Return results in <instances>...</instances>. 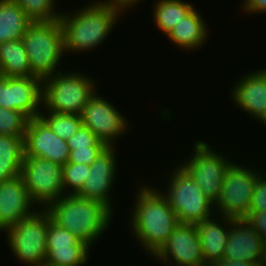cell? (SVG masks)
Segmentation results:
<instances>
[{
    "mask_svg": "<svg viewBox=\"0 0 266 266\" xmlns=\"http://www.w3.org/2000/svg\"><path fill=\"white\" fill-rule=\"evenodd\" d=\"M171 266H205L202 245L195 224L179 223L169 239L153 255ZM170 259H173L171 261ZM170 260V261H169Z\"/></svg>",
    "mask_w": 266,
    "mask_h": 266,
    "instance_id": "obj_12",
    "label": "cell"
},
{
    "mask_svg": "<svg viewBox=\"0 0 266 266\" xmlns=\"http://www.w3.org/2000/svg\"><path fill=\"white\" fill-rule=\"evenodd\" d=\"M191 160L181 164L194 178L207 198L215 204L219 199L227 169L234 163L214 152L206 142L196 141Z\"/></svg>",
    "mask_w": 266,
    "mask_h": 266,
    "instance_id": "obj_10",
    "label": "cell"
},
{
    "mask_svg": "<svg viewBox=\"0 0 266 266\" xmlns=\"http://www.w3.org/2000/svg\"><path fill=\"white\" fill-rule=\"evenodd\" d=\"M89 248L67 229L54 223L48 213L47 255L44 266H82L87 262Z\"/></svg>",
    "mask_w": 266,
    "mask_h": 266,
    "instance_id": "obj_14",
    "label": "cell"
},
{
    "mask_svg": "<svg viewBox=\"0 0 266 266\" xmlns=\"http://www.w3.org/2000/svg\"><path fill=\"white\" fill-rule=\"evenodd\" d=\"M21 176L31 200L43 209L65 195L62 166L53 161L24 156Z\"/></svg>",
    "mask_w": 266,
    "mask_h": 266,
    "instance_id": "obj_8",
    "label": "cell"
},
{
    "mask_svg": "<svg viewBox=\"0 0 266 266\" xmlns=\"http://www.w3.org/2000/svg\"><path fill=\"white\" fill-rule=\"evenodd\" d=\"M49 113V114H48ZM40 113V117L49 125L52 131L61 139L67 141L79 130L83 125L80 115L56 113L48 111Z\"/></svg>",
    "mask_w": 266,
    "mask_h": 266,
    "instance_id": "obj_26",
    "label": "cell"
},
{
    "mask_svg": "<svg viewBox=\"0 0 266 266\" xmlns=\"http://www.w3.org/2000/svg\"><path fill=\"white\" fill-rule=\"evenodd\" d=\"M244 9L247 13H257L261 12V14L266 12V0H243Z\"/></svg>",
    "mask_w": 266,
    "mask_h": 266,
    "instance_id": "obj_34",
    "label": "cell"
},
{
    "mask_svg": "<svg viewBox=\"0 0 266 266\" xmlns=\"http://www.w3.org/2000/svg\"><path fill=\"white\" fill-rule=\"evenodd\" d=\"M156 2L153 5L155 24L166 35L194 8L192 4L183 0H158Z\"/></svg>",
    "mask_w": 266,
    "mask_h": 266,
    "instance_id": "obj_25",
    "label": "cell"
},
{
    "mask_svg": "<svg viewBox=\"0 0 266 266\" xmlns=\"http://www.w3.org/2000/svg\"><path fill=\"white\" fill-rule=\"evenodd\" d=\"M104 148H76L70 150L68 163L91 165Z\"/></svg>",
    "mask_w": 266,
    "mask_h": 266,
    "instance_id": "obj_32",
    "label": "cell"
},
{
    "mask_svg": "<svg viewBox=\"0 0 266 266\" xmlns=\"http://www.w3.org/2000/svg\"><path fill=\"white\" fill-rule=\"evenodd\" d=\"M32 22H51L60 18L55 12V0H14Z\"/></svg>",
    "mask_w": 266,
    "mask_h": 266,
    "instance_id": "obj_27",
    "label": "cell"
},
{
    "mask_svg": "<svg viewBox=\"0 0 266 266\" xmlns=\"http://www.w3.org/2000/svg\"><path fill=\"white\" fill-rule=\"evenodd\" d=\"M31 23L14 0H0V43L21 39Z\"/></svg>",
    "mask_w": 266,
    "mask_h": 266,
    "instance_id": "obj_22",
    "label": "cell"
},
{
    "mask_svg": "<svg viewBox=\"0 0 266 266\" xmlns=\"http://www.w3.org/2000/svg\"><path fill=\"white\" fill-rule=\"evenodd\" d=\"M28 121L20 111L0 107V135L25 137Z\"/></svg>",
    "mask_w": 266,
    "mask_h": 266,
    "instance_id": "obj_28",
    "label": "cell"
},
{
    "mask_svg": "<svg viewBox=\"0 0 266 266\" xmlns=\"http://www.w3.org/2000/svg\"><path fill=\"white\" fill-rule=\"evenodd\" d=\"M0 76H34L21 39L0 43Z\"/></svg>",
    "mask_w": 266,
    "mask_h": 266,
    "instance_id": "obj_23",
    "label": "cell"
},
{
    "mask_svg": "<svg viewBox=\"0 0 266 266\" xmlns=\"http://www.w3.org/2000/svg\"><path fill=\"white\" fill-rule=\"evenodd\" d=\"M266 211V178L263 173L257 175L255 188L251 198L252 212H265Z\"/></svg>",
    "mask_w": 266,
    "mask_h": 266,
    "instance_id": "obj_31",
    "label": "cell"
},
{
    "mask_svg": "<svg viewBox=\"0 0 266 266\" xmlns=\"http://www.w3.org/2000/svg\"><path fill=\"white\" fill-rule=\"evenodd\" d=\"M196 9H192L182 20L167 34L169 40L180 48H200L207 40L208 30L203 18Z\"/></svg>",
    "mask_w": 266,
    "mask_h": 266,
    "instance_id": "obj_21",
    "label": "cell"
},
{
    "mask_svg": "<svg viewBox=\"0 0 266 266\" xmlns=\"http://www.w3.org/2000/svg\"><path fill=\"white\" fill-rule=\"evenodd\" d=\"M34 76L42 80L56 74L64 48V32L60 20L32 22L21 38Z\"/></svg>",
    "mask_w": 266,
    "mask_h": 266,
    "instance_id": "obj_4",
    "label": "cell"
},
{
    "mask_svg": "<svg viewBox=\"0 0 266 266\" xmlns=\"http://www.w3.org/2000/svg\"><path fill=\"white\" fill-rule=\"evenodd\" d=\"M115 1L116 3L122 5L126 8H129L132 7L133 5H135L134 3H136L137 5V2H139V0H113ZM130 6V7H129Z\"/></svg>",
    "mask_w": 266,
    "mask_h": 266,
    "instance_id": "obj_36",
    "label": "cell"
},
{
    "mask_svg": "<svg viewBox=\"0 0 266 266\" xmlns=\"http://www.w3.org/2000/svg\"><path fill=\"white\" fill-rule=\"evenodd\" d=\"M90 165L66 163L62 166L64 191L72 189L70 194H76L89 176Z\"/></svg>",
    "mask_w": 266,
    "mask_h": 266,
    "instance_id": "obj_29",
    "label": "cell"
},
{
    "mask_svg": "<svg viewBox=\"0 0 266 266\" xmlns=\"http://www.w3.org/2000/svg\"><path fill=\"white\" fill-rule=\"evenodd\" d=\"M69 192L67 190L64 196L51 203L46 210L54 223L91 247L94 240L102 236L109 226L113 211L99 201Z\"/></svg>",
    "mask_w": 266,
    "mask_h": 266,
    "instance_id": "obj_3",
    "label": "cell"
},
{
    "mask_svg": "<svg viewBox=\"0 0 266 266\" xmlns=\"http://www.w3.org/2000/svg\"><path fill=\"white\" fill-rule=\"evenodd\" d=\"M24 138L0 135V182L21 174L25 155Z\"/></svg>",
    "mask_w": 266,
    "mask_h": 266,
    "instance_id": "obj_24",
    "label": "cell"
},
{
    "mask_svg": "<svg viewBox=\"0 0 266 266\" xmlns=\"http://www.w3.org/2000/svg\"><path fill=\"white\" fill-rule=\"evenodd\" d=\"M232 164L226 171L219 199L213 206L217 213L233 220L245 219L250 213L251 198L258 172Z\"/></svg>",
    "mask_w": 266,
    "mask_h": 266,
    "instance_id": "obj_9",
    "label": "cell"
},
{
    "mask_svg": "<svg viewBox=\"0 0 266 266\" xmlns=\"http://www.w3.org/2000/svg\"><path fill=\"white\" fill-rule=\"evenodd\" d=\"M70 150L76 148H105L106 145L100 141L97 136L87 127L83 125L79 130L67 140Z\"/></svg>",
    "mask_w": 266,
    "mask_h": 266,
    "instance_id": "obj_30",
    "label": "cell"
},
{
    "mask_svg": "<svg viewBox=\"0 0 266 266\" xmlns=\"http://www.w3.org/2000/svg\"><path fill=\"white\" fill-rule=\"evenodd\" d=\"M41 105V78L0 76V107L20 111L31 119L40 116Z\"/></svg>",
    "mask_w": 266,
    "mask_h": 266,
    "instance_id": "obj_11",
    "label": "cell"
},
{
    "mask_svg": "<svg viewBox=\"0 0 266 266\" xmlns=\"http://www.w3.org/2000/svg\"><path fill=\"white\" fill-rule=\"evenodd\" d=\"M245 220L266 243V211L249 213Z\"/></svg>",
    "mask_w": 266,
    "mask_h": 266,
    "instance_id": "obj_33",
    "label": "cell"
},
{
    "mask_svg": "<svg viewBox=\"0 0 266 266\" xmlns=\"http://www.w3.org/2000/svg\"><path fill=\"white\" fill-rule=\"evenodd\" d=\"M25 155L44 158L64 166L69 158L67 141L59 138L39 116L28 121L24 138Z\"/></svg>",
    "mask_w": 266,
    "mask_h": 266,
    "instance_id": "obj_15",
    "label": "cell"
},
{
    "mask_svg": "<svg viewBox=\"0 0 266 266\" xmlns=\"http://www.w3.org/2000/svg\"><path fill=\"white\" fill-rule=\"evenodd\" d=\"M224 258L266 266V243L245 219L230 222Z\"/></svg>",
    "mask_w": 266,
    "mask_h": 266,
    "instance_id": "obj_17",
    "label": "cell"
},
{
    "mask_svg": "<svg viewBox=\"0 0 266 266\" xmlns=\"http://www.w3.org/2000/svg\"><path fill=\"white\" fill-rule=\"evenodd\" d=\"M142 185L134 200L131 227L141 247L154 255L169 239L179 224L177 215L169 205L163 192ZM136 201V202H135Z\"/></svg>",
    "mask_w": 266,
    "mask_h": 266,
    "instance_id": "obj_2",
    "label": "cell"
},
{
    "mask_svg": "<svg viewBox=\"0 0 266 266\" xmlns=\"http://www.w3.org/2000/svg\"><path fill=\"white\" fill-rule=\"evenodd\" d=\"M67 73L58 70V74L42 80V107L51 112L80 115L96 92L95 83L82 73Z\"/></svg>",
    "mask_w": 266,
    "mask_h": 266,
    "instance_id": "obj_5",
    "label": "cell"
},
{
    "mask_svg": "<svg viewBox=\"0 0 266 266\" xmlns=\"http://www.w3.org/2000/svg\"><path fill=\"white\" fill-rule=\"evenodd\" d=\"M92 3L74 14L61 13L65 53H80L99 46L112 32L117 17L125 8L113 0Z\"/></svg>",
    "mask_w": 266,
    "mask_h": 266,
    "instance_id": "obj_1",
    "label": "cell"
},
{
    "mask_svg": "<svg viewBox=\"0 0 266 266\" xmlns=\"http://www.w3.org/2000/svg\"><path fill=\"white\" fill-rule=\"evenodd\" d=\"M121 114L110 102L94 93L80 116L84 127L106 146H114V140L128 130V122Z\"/></svg>",
    "mask_w": 266,
    "mask_h": 266,
    "instance_id": "obj_13",
    "label": "cell"
},
{
    "mask_svg": "<svg viewBox=\"0 0 266 266\" xmlns=\"http://www.w3.org/2000/svg\"><path fill=\"white\" fill-rule=\"evenodd\" d=\"M244 75L232 90V101L256 120L266 110V70Z\"/></svg>",
    "mask_w": 266,
    "mask_h": 266,
    "instance_id": "obj_19",
    "label": "cell"
},
{
    "mask_svg": "<svg viewBox=\"0 0 266 266\" xmlns=\"http://www.w3.org/2000/svg\"><path fill=\"white\" fill-rule=\"evenodd\" d=\"M221 217V222L215 220L213 217L204 219L203 221L195 224L200 242L202 245V254L204 256L206 265H214L217 261L224 258L225 247L229 235L230 222L233 220L226 216ZM226 225H221L223 222ZM229 227V228H227Z\"/></svg>",
    "mask_w": 266,
    "mask_h": 266,
    "instance_id": "obj_20",
    "label": "cell"
},
{
    "mask_svg": "<svg viewBox=\"0 0 266 266\" xmlns=\"http://www.w3.org/2000/svg\"><path fill=\"white\" fill-rule=\"evenodd\" d=\"M215 266H259L257 263L223 258L217 261Z\"/></svg>",
    "mask_w": 266,
    "mask_h": 266,
    "instance_id": "obj_35",
    "label": "cell"
},
{
    "mask_svg": "<svg viewBox=\"0 0 266 266\" xmlns=\"http://www.w3.org/2000/svg\"><path fill=\"white\" fill-rule=\"evenodd\" d=\"M23 177L20 175L0 182V231L16 225L21 219L31 216L35 210Z\"/></svg>",
    "mask_w": 266,
    "mask_h": 266,
    "instance_id": "obj_18",
    "label": "cell"
},
{
    "mask_svg": "<svg viewBox=\"0 0 266 266\" xmlns=\"http://www.w3.org/2000/svg\"><path fill=\"white\" fill-rule=\"evenodd\" d=\"M164 196L177 215L179 223L197 224L212 217L213 203L207 198L194 178L182 166L175 168Z\"/></svg>",
    "mask_w": 266,
    "mask_h": 266,
    "instance_id": "obj_6",
    "label": "cell"
},
{
    "mask_svg": "<svg viewBox=\"0 0 266 266\" xmlns=\"http://www.w3.org/2000/svg\"><path fill=\"white\" fill-rule=\"evenodd\" d=\"M258 120L261 121L262 123L266 124V110H265V112L261 115V117H259Z\"/></svg>",
    "mask_w": 266,
    "mask_h": 266,
    "instance_id": "obj_37",
    "label": "cell"
},
{
    "mask_svg": "<svg viewBox=\"0 0 266 266\" xmlns=\"http://www.w3.org/2000/svg\"><path fill=\"white\" fill-rule=\"evenodd\" d=\"M116 153L114 146H106L90 165L91 170L78 196L96 200L113 210L109 191L113 187L116 178Z\"/></svg>",
    "mask_w": 266,
    "mask_h": 266,
    "instance_id": "obj_16",
    "label": "cell"
},
{
    "mask_svg": "<svg viewBox=\"0 0 266 266\" xmlns=\"http://www.w3.org/2000/svg\"><path fill=\"white\" fill-rule=\"evenodd\" d=\"M47 230L48 211L40 208L5 231L11 252L26 266H44L47 255Z\"/></svg>",
    "mask_w": 266,
    "mask_h": 266,
    "instance_id": "obj_7",
    "label": "cell"
}]
</instances>
